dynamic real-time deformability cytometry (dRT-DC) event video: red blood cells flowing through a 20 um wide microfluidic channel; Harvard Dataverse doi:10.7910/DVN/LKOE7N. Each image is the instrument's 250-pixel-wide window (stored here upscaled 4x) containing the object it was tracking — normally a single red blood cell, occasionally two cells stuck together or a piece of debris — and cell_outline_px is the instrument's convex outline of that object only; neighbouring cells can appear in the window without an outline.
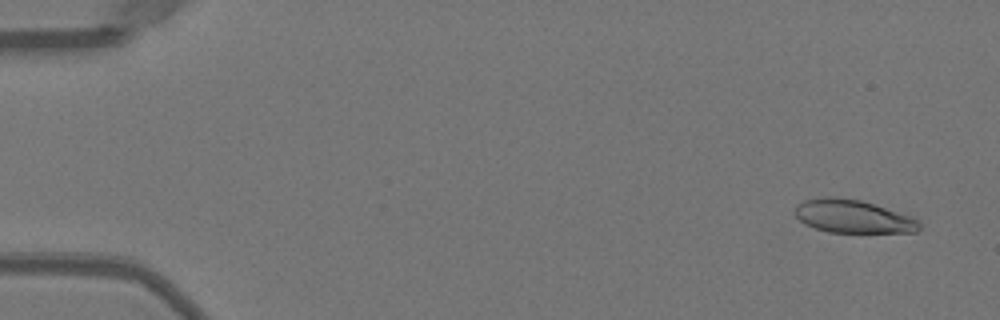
{"species": "Egyptian fruit bat (a non-hibernating species)", "species_latin": "Rousettus aegyptiacus", "temperature_condition": "warm", "stored_images_in_passage": 51, "camera_frame_rate_fps": 3000, "um_per_image_px": 0.085, "animal": {"sex": "female"}, "frame": {"image": 1, "passage_image": 3, "time_ms": 0.667, "image_size_px": [1000, 320], "cell_outline_px": [[920, 228], [916, 232], [828, 232], [804, 224], [792, 212], [796, 204], [804, 200], [824, 196], [832, 196], [860, 200], [912, 216], [920, 220]], "centroid_in_image_um": [72.47, 18.38], "position_along_channel_um": 12.5, "area_um2": 24.16}}
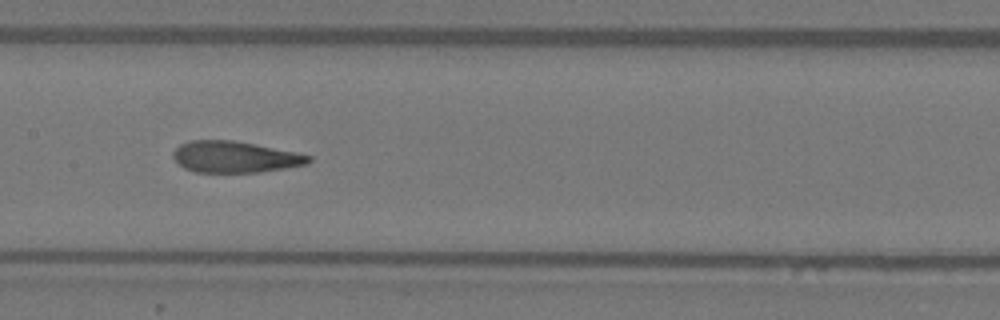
{"frame": {"image": 2, "passage_image": 26, "time_ms": 8.333, "image_size_px": [1000, 320], "cell_outline_px": [[312, 160], [308, 164], [260, 172], [196, 172], [184, 168], [172, 156], [172, 152], [180, 144], [188, 140], [236, 140], [296, 152], [312, 156]], "centroid_in_image_um": [19.97, 13.33], "position_along_channel_um": 187.4, "area_um2": 24.85}}
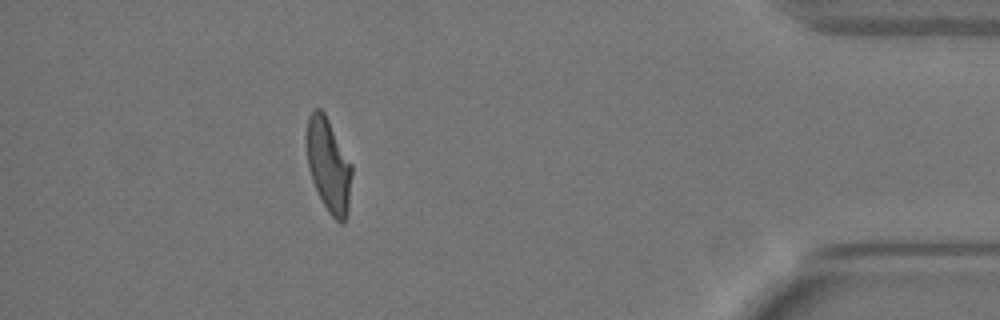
{"frame": {"image": 3, "passage_image": 46, "time_ms": 15.0, "image_size_px": [1000, 320], "cell_outline_px": [[352, 176], [348, 212], [344, 220], [340, 224], [328, 212], [312, 180], [308, 168], [304, 136], [308, 116], [316, 108], [320, 108], [324, 112], [352, 164]], "centroid_in_image_um": [27.9, 14.01], "position_along_channel_um": 407.3, "area_um2": 24.91}, "authors_computed_cell_mechanics": {"area_um2": 25.2586, "velocity_mm_per_s": 4.0118, "shape_relaxation_time_tau1_ms": 6.0911, "shape_relaxation_time_tau2_ms": 1.8183, "deformation_change_tau1": 0.2366, "deformation_change_tau2": 0.0955}}